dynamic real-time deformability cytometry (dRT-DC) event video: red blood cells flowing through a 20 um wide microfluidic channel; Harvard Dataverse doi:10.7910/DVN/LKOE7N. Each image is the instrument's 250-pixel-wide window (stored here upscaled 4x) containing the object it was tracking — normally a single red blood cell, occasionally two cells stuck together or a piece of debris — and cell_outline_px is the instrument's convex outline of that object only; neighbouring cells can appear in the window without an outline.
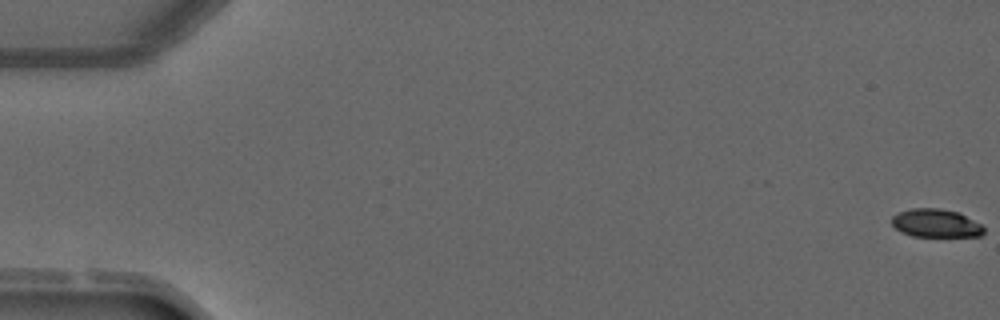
{"species": "common noctule bat (a hibernating species)", "species_latin": "Nyctalus noctula", "temperature_condition": "warm", "stored_images_in_passage": 4, "camera_frame_rate_fps": 3000, "um_per_image_px": 0.085, "animal": {"sex": "male", "forearm_length_mm": 52.5}, "frame": {"image": 1, "passage_image": 1, "time_ms": 0.0, "image_size_px": [1000, 320], "cell_outline_px": [[984, 232], [980, 236], [912, 236], [896, 228], [892, 224], [892, 216], [900, 212], [912, 208], [940, 208], [960, 212], [980, 224], [984, 228]], "centroid_in_image_um": [79.57, 18.96], "position_along_channel_um": 5.4, "area_um2": 15.03}}
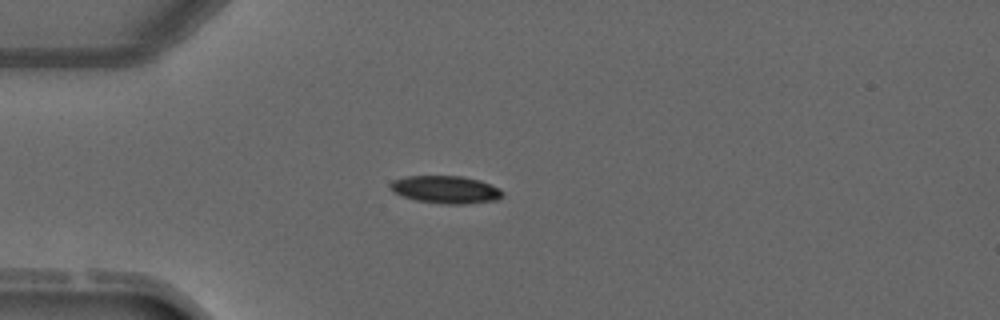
{"frame": {"image": 2, "passage_image": 4, "time_ms": 4.0, "image_size_px": [1000, 320], "cell_outline_px": [[504, 196], [500, 200], [464, 204], [444, 204], [416, 200], [392, 192], [388, 188], [388, 184], [392, 180], [404, 176], [460, 176], [480, 180], [500, 188], [504, 192]], "centroid_in_image_um": [37.89, 16.11], "position_along_channel_um": 47.1, "area_um2": 18.38}}